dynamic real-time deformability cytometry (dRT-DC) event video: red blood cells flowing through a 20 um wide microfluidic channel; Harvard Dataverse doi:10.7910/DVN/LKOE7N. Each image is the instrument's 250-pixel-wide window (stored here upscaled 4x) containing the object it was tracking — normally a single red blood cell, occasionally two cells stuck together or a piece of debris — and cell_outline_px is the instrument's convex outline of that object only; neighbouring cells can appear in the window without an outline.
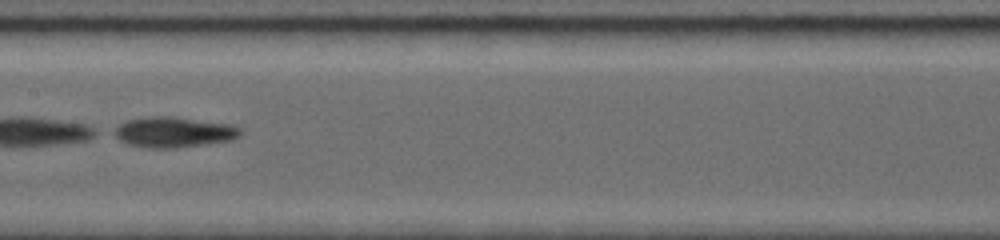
{"species": "common noctule bat (a hibernating species)", "species_latin": "Nyctalus noctula", "temperature_condition": "room temperature", "stored_images_in_passage": 6, "camera_frame_rate_fps": 5000, "um_per_image_px": 0.085, "animal": {"sex": "female", "body_mass_g": 19.0, "forearm_length_mm": 56.7}, "frame": {"image": 1, "passage_image": 6, "time_ms": 3.4, "image_size_px": [1000, 240], "cell_outline_px": [[240, 132], [236, 136], [228, 140], [164, 148], [156, 148], [132, 144], [120, 140], [108, 132], [120, 124], [128, 120], [152, 116], [168, 116], [224, 124], [240, 128]], "centroid_in_image_um": [14.61, 11.21], "position_along_channel_um": 192.8, "area_um2": 21.27}}